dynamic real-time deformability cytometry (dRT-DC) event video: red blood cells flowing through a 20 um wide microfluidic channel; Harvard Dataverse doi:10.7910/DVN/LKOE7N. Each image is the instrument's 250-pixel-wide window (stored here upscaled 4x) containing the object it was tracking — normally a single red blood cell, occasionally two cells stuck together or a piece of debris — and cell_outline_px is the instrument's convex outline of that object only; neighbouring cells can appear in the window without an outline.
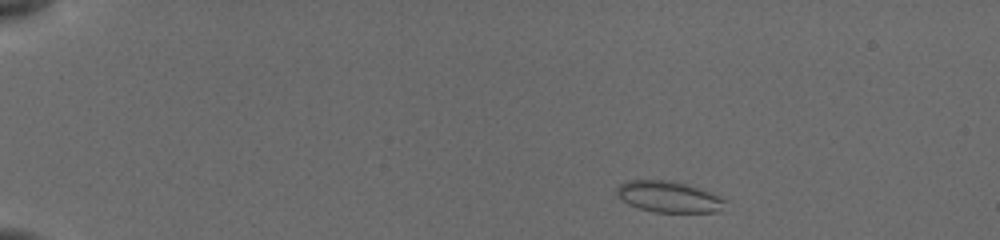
{"species": "common noctule bat (a hibernating species)", "species_latin": "Nyctalus noctula", "temperature_condition": "cold", "stored_images_in_passage": 48, "camera_frame_rate_fps": 3000, "um_per_image_px": 0.085, "animal": {"sex": "female", "body_mass_g": 19.5, "forearm_length_mm": 54.1}, "frame": {"image": 1, "passage_image": 3, "time_ms": 0.667, "image_size_px": [1000, 240], "cell_outline_px": [[728, 200], [716, 212], [656, 212], [640, 208], [628, 204], [616, 196], [616, 188], [620, 184], [628, 180], [668, 180], [688, 184], [720, 196]], "centroid_in_image_um": [56.81, 16.72], "position_along_channel_um": 28.2, "area_um2": 19.65}}
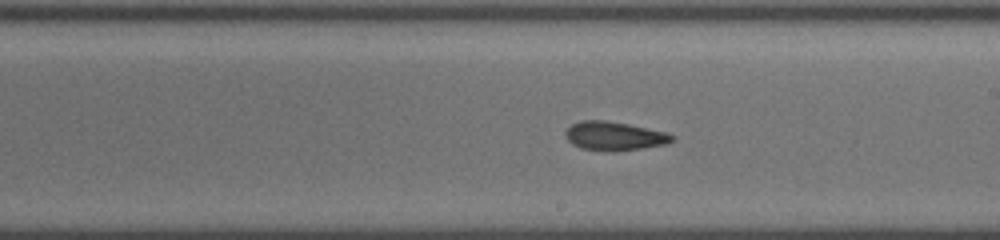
{"frame": {"image": 2, "passage_image": 27, "time_ms": 8.667, "image_size_px": [1000, 240], "cell_outline_px": [[676, 136], [668, 144], [644, 148], [616, 152], [608, 152], [580, 148], [572, 144], [564, 136], [564, 132], [572, 124], [580, 120], [604, 120], [628, 124], [668, 132]], "centroid_in_image_um": [52.23, 11.57], "position_along_channel_um": 236.8, "area_um2": 18.26}}
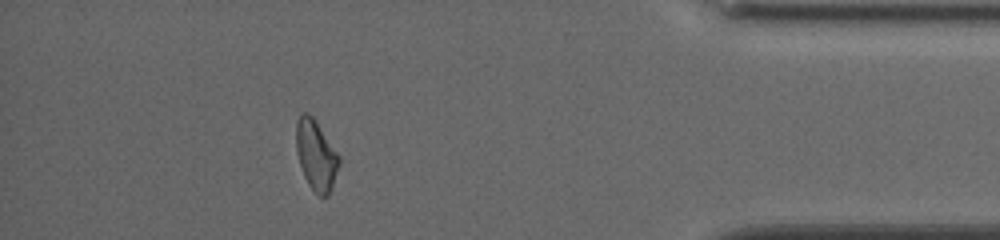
{"frame": {"image": 3, "passage_image": 43, "time_ms": 14.0, "image_size_px": [1000, 240], "cell_outline_px": [[340, 164], [328, 196], [320, 196], [308, 184], [304, 176], [296, 152], [296, 120], [304, 112], [312, 116], [316, 120], [340, 156]], "centroid_in_image_um": [26.87, 13.17], "position_along_channel_um": 408.3, "area_um2": 17.46}, "authors_computed_cell_mechanics": {"area_um2": 18.2648, "velocity_mm_per_s": 3.8711, "shape_relaxation_time_tau1_ms": null, "shape_relaxation_time_tau2_ms": 4.5069, "deformation_change_tau1": null, "deformation_change_tau2": 0.0886}}